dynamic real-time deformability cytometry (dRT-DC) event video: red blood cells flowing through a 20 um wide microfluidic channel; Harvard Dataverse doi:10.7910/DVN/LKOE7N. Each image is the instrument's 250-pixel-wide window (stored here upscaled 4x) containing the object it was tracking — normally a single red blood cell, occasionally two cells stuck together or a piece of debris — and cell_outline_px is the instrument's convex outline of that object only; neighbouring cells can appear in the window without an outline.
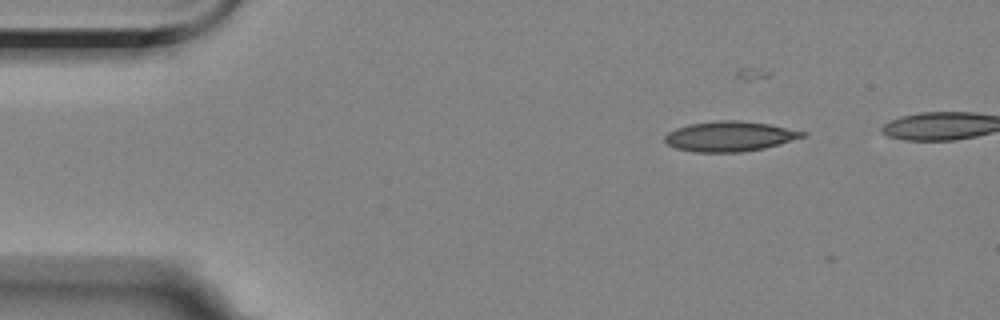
{"species": "Egyptian fruit bat (a non-hibernating species)", "species_latin": "Rousettus aegyptiacus", "temperature_condition": "room temperature", "stored_images_in_passage": 5, "camera_frame_rate_fps": 3000, "um_per_image_px": 0.085, "animal": {"sex": "female"}, "frame": {"image": 1, "passage_image": 1, "time_ms": 0.0, "image_size_px": [1000, 320], "cell_outline_px": [[808, 136], [780, 144], [764, 148], [740, 152], [696, 152], [676, 148], [668, 144], [664, 140], [664, 136], [668, 132], [676, 128], [688, 124], [720, 120], [740, 120], [768, 124], [808, 132]], "centroid_in_image_um": [62.05, 11.58], "position_along_channel_um": 22.9, "area_um2": 24.22}}